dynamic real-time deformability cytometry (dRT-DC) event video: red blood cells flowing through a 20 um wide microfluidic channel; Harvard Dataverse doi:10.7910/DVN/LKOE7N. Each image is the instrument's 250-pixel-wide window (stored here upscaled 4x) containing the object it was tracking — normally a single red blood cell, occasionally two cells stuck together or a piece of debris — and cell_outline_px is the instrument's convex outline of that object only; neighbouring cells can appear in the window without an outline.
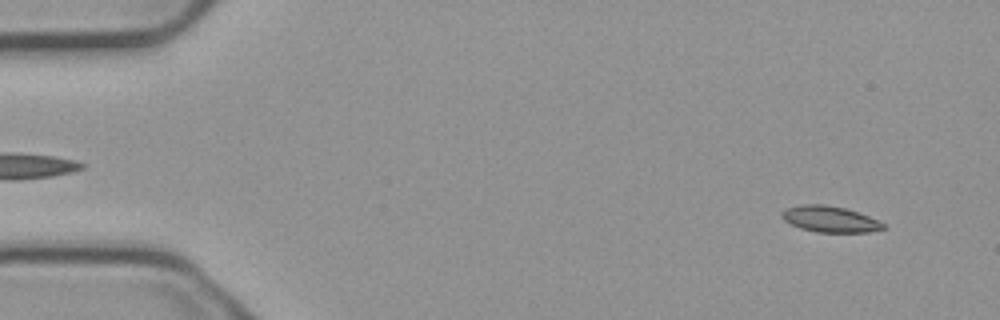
{"species": "common noctule bat (a hibernating species)", "species_latin": "Nyctalus noctula", "temperature_condition": "cold", "stored_images_in_passage": 55, "camera_frame_rate_fps": 3000, "um_per_image_px": 0.085, "animal": {"sex": "male", "body_mass_g": 23.1, "forearm_length_mm": 52.7}, "frame": {"image": 1, "passage_image": 4, "time_ms": 1.0, "image_size_px": [1000, 320], "cell_outline_px": [[884, 228], [868, 232], [816, 232], [800, 228], [784, 220], [780, 216], [780, 212], [784, 208], [800, 204], [824, 204], [844, 208], [868, 216], [884, 224]], "centroid_in_image_um": [70.45, 18.61], "position_along_channel_um": 14.5, "area_um2": 15.32}}
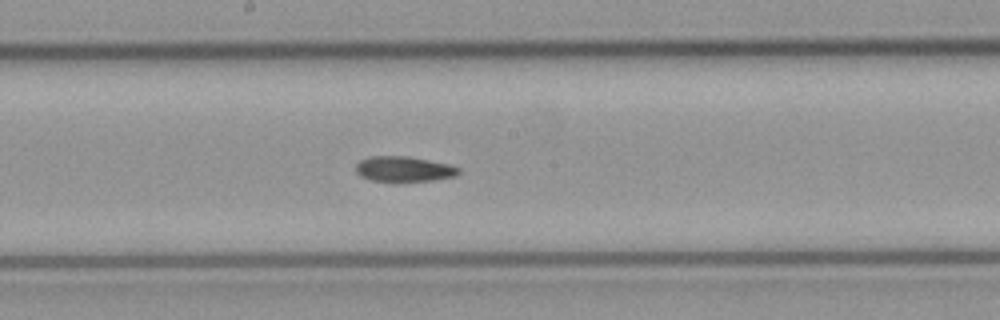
{"frame": {"image": 2, "passage_image": 29, "time_ms": 9.333, "image_size_px": [1000, 320], "cell_outline_px": [[460, 172], [456, 176], [432, 180], [396, 184], [368, 180], [360, 176], [356, 172], [356, 164], [360, 160], [372, 156], [408, 156], [448, 164], [460, 168]], "centroid_in_image_um": [34.29, 14.41], "position_along_channel_um": 213.9, "area_um2": 15.78}}
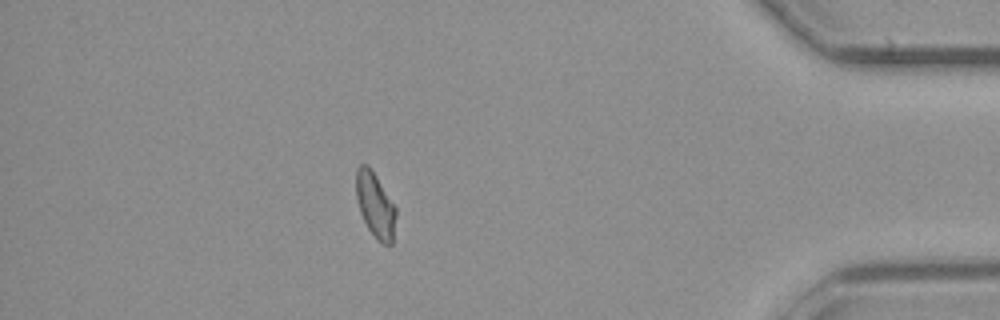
{"frame": {"image": 3, "passage_image": 48, "time_ms": 15.667, "image_size_px": [1000, 320], "cell_outline_px": [[396, 216], [392, 244], [384, 244], [368, 228], [360, 212], [356, 196], [356, 168], [360, 164], [368, 164], [376, 176], [396, 208]], "centroid_in_image_um": [31.89, 17.39], "position_along_channel_um": 403.3, "area_um2": 14.8}, "authors_computed_cell_mechanics": {"area_um2": 15.4326, "velocity_mm_per_s": 3.7453, "shape_relaxation_time_tau1_ms": null, "shape_relaxation_time_tau2_ms": 7.1986, "deformation_change_tau1": null, "deformation_change_tau2": 0.0991}}